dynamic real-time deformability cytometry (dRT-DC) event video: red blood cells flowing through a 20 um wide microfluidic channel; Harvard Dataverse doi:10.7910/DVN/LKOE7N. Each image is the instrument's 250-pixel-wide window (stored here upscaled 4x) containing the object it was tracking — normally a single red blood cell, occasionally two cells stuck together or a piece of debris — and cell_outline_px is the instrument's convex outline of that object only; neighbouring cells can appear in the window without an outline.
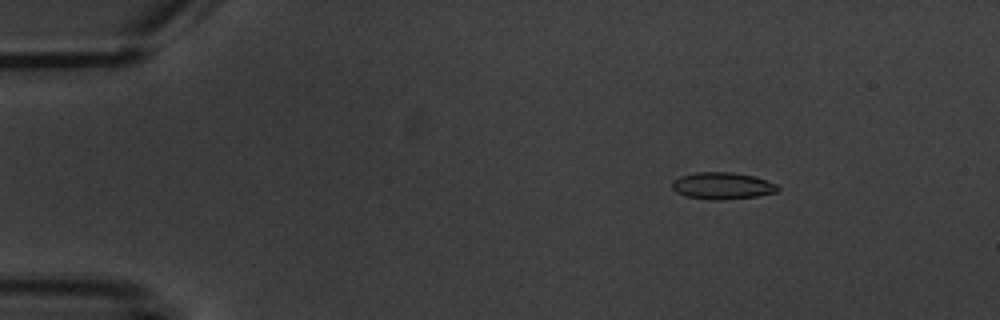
{"species": "common noctule bat (a hibernating species)", "species_latin": "Nyctalus noctula", "temperature_condition": "warm", "stored_images_in_passage": 5, "camera_frame_rate_fps": 3000, "um_per_image_px": 0.085, "animal": {"sex": "male", "body_mass_g": 20.1, "forearm_length_mm": 53.5}, "frame": {"image": 1, "passage_image": 3, "time_ms": 2.333, "image_size_px": [1000, 320], "cell_outline_px": [[780, 188], [776, 192], [756, 196], [724, 200], [712, 200], [684, 196], [676, 192], [672, 188], [672, 180], [680, 176], [696, 172], [732, 172], [752, 176], [776, 184]], "centroid_in_image_um": [61.35, 15.8], "position_along_channel_um": 23.7, "area_um2": 16.53}}